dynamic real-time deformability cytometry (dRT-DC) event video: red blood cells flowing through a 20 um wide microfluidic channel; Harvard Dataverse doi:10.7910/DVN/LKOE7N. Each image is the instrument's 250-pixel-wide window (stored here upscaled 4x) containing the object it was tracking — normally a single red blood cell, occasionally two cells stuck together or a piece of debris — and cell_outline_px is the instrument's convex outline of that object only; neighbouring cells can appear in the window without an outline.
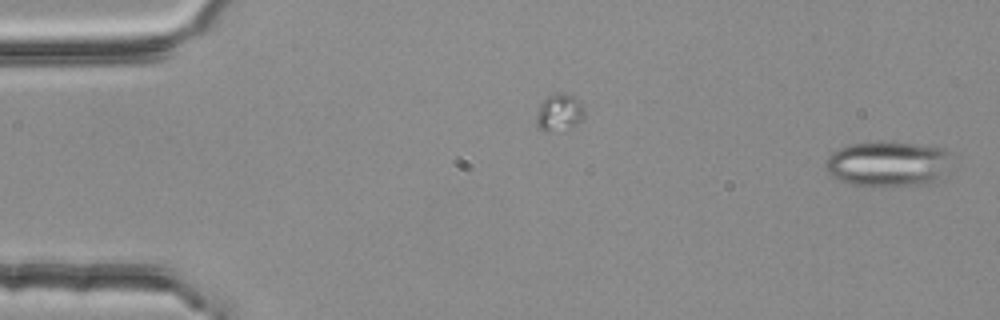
{"species": "common noctule bat (a hibernating species)", "species_latin": "Nyctalus noctula", "temperature_condition": "room temperature", "stored_images_in_passage": 3, "camera_frame_rate_fps": 3000, "um_per_image_px": 0.085, "animal": {"sex": "female", "body_mass_g": 25.1}, "frame": {"image": 1, "passage_image": 3, "time_ms": 0.667, "image_size_px": [1000, 320], "cell_outline_px": [[948, 156], [936, 184], [852, 184], [840, 180], [832, 176], [828, 172], [824, 164], [824, 160], [832, 152], [848, 144], [884, 140], [944, 148], [948, 152]], "centroid_in_image_um": [75.38, 13.88], "position_along_channel_um": 9.6, "area_um2": 32.54}}